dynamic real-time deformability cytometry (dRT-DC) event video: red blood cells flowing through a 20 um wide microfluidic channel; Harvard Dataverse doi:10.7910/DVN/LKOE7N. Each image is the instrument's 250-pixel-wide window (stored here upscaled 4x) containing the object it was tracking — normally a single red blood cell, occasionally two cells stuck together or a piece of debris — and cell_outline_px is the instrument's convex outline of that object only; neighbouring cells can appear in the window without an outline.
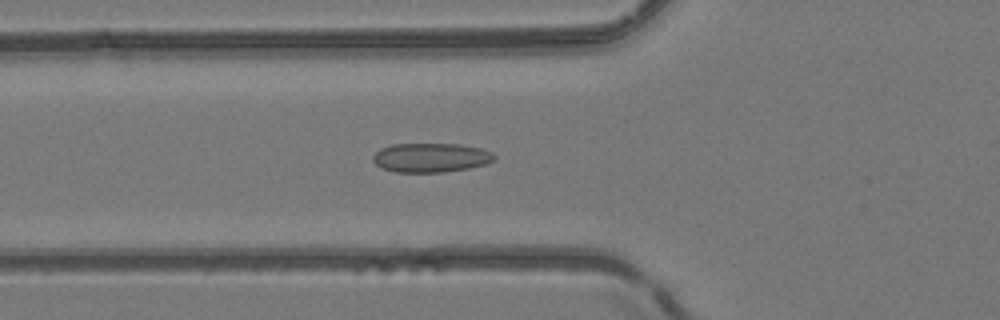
{"species": "common noctule bat (a hibernating species)", "species_latin": "Nyctalus noctula", "temperature_condition": "room temperature", "stored_images_in_passage": 51, "camera_frame_rate_fps": 3000, "um_per_image_px": 0.085, "animal": {"sex": "female", "body_mass_g": 24.6, "forearm_length_mm": 56.2}, "frame": {"image": 1, "passage_image": 19, "time_ms": 6.0, "image_size_px": [1000, 320], "cell_outline_px": [[496, 160], [484, 164], [468, 168], [444, 172], [396, 172], [380, 168], [372, 160], [372, 156], [380, 148], [392, 144], [460, 144], [480, 148], [492, 152], [496, 156]], "centroid_in_image_um": [36.6, 13.4], "position_along_channel_um": 89.2, "area_um2": 20.75}}
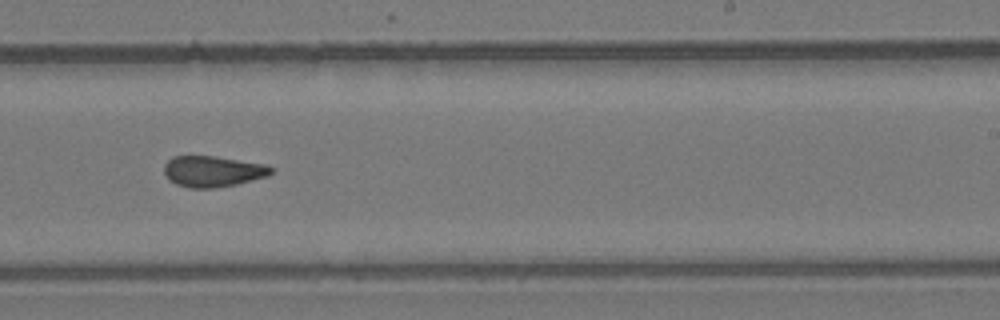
{"frame": {"image": 2, "passage_image": 32, "time_ms": 10.333, "image_size_px": [1000, 320], "cell_outline_px": [[272, 172], [268, 176], [236, 184], [212, 188], [188, 188], [176, 184], [168, 180], [164, 172], [164, 164], [172, 156], [212, 156], [268, 164], [272, 168]], "centroid_in_image_um": [18.07, 14.56], "position_along_channel_um": 270.9, "area_um2": 19.36}}
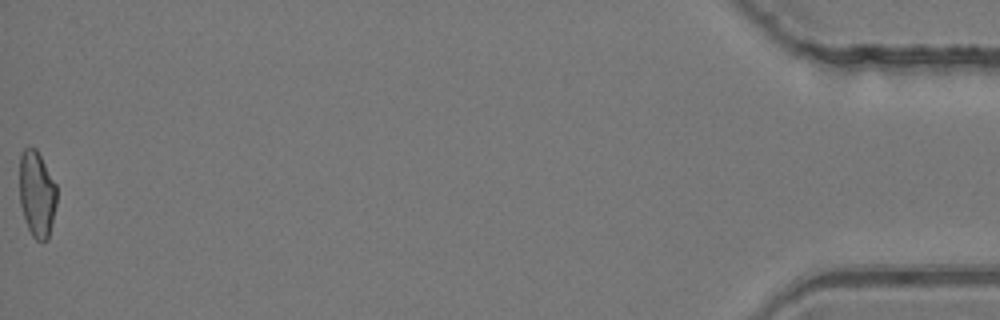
{"frame": {"image": 3, "passage_image": 51, "time_ms": 16.667, "image_size_px": [1000, 320], "cell_outline_px": [[56, 204], [48, 240], [36, 240], [32, 236], [28, 228], [20, 204], [20, 152], [28, 144], [36, 148], [56, 184]], "centroid_in_image_um": [3.12, 16.44], "position_along_channel_um": 432.1, "area_um2": 18.73}, "authors_computed_cell_mechanics": {"area_um2": 19.8254, "velocity_mm_per_s": 4.1768, "shape_relaxation_time_tau1_ms": null, "shape_relaxation_time_tau2_ms": 2.1867, "deformation_change_tau1": null, "deformation_change_tau2": 0.1013}}